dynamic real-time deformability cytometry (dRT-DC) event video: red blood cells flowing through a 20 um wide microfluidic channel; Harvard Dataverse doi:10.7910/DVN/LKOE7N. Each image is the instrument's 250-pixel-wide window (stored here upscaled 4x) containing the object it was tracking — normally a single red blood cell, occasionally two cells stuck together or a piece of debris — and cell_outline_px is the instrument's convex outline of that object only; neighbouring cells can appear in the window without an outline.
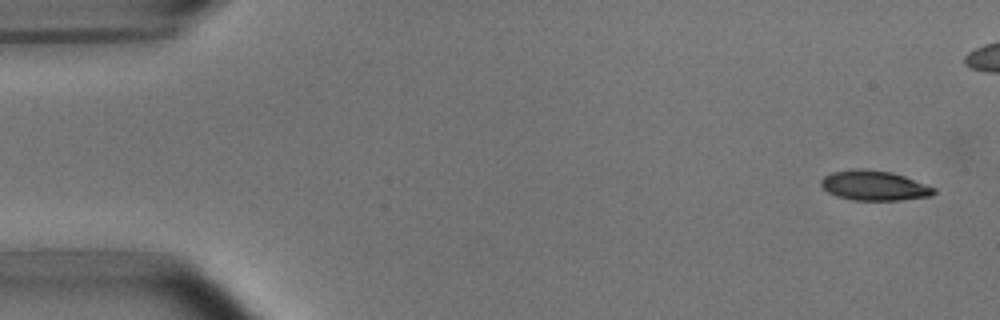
{"species": "common noctule bat (a hibernating species)", "species_latin": "Nyctalus noctula", "temperature_condition": "room temperature", "stored_images_in_passage": 16, "camera_frame_rate_fps": 3000, "um_per_image_px": 0.085, "animal": {"sex": "male", "body_mass_g": 15.6}, "frame": {"image": 1, "passage_image": 1, "time_ms": 0.0, "image_size_px": [1000, 320], "cell_outline_px": [[936, 192], [932, 196], [900, 200], [852, 200], [836, 196], [828, 192], [820, 184], [820, 180], [824, 176], [832, 172], [892, 172], [904, 176], [936, 188]], "centroid_in_image_um": [74.36, 15.83], "position_along_channel_um": 10.6, "area_um2": 18.79}}
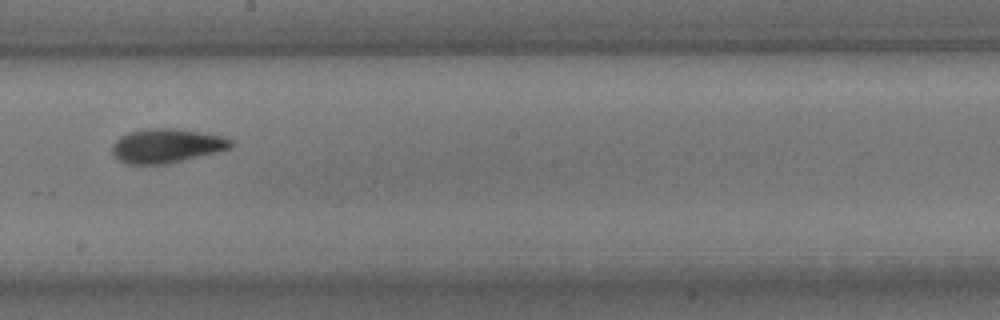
{"frame": {"image": 2, "passage_image": 10, "time_ms": 11.333, "image_size_px": [1000, 320], "cell_outline_px": [[232, 148], [168, 164], [124, 164], [112, 152], [112, 144], [120, 136], [128, 132], [148, 128], [180, 128], [220, 136], [232, 140]], "centroid_in_image_um": [14.14, 12.38], "position_along_channel_um": 234.1, "area_um2": 23.64}}
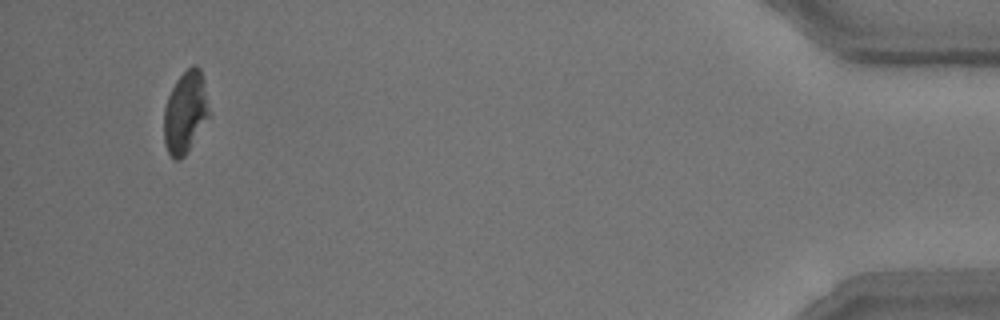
{"frame": {"image": 3, "passage_image": 16, "time_ms": 18.333, "image_size_px": [1000, 320], "cell_outline_px": [[208, 116], [188, 152], [180, 160], [172, 160], [164, 144], [164, 108], [168, 96], [176, 80], [192, 64], [196, 64], [200, 68], [204, 80], [208, 112]], "centroid_in_image_um": [15.72, 9.56], "position_along_channel_um": 419.5, "area_um2": 21.39}, "authors_computed_cell_mechanics": {"area_um2": 21.7617, "velocity_mm_per_s": 3.7072, "shape_relaxation_time_tau1_ms": 6.5937, "shape_relaxation_time_tau2_ms": 1.9701, "deformation_change_tau1": 0.145, "deformation_change_tau2": 0.0707}}